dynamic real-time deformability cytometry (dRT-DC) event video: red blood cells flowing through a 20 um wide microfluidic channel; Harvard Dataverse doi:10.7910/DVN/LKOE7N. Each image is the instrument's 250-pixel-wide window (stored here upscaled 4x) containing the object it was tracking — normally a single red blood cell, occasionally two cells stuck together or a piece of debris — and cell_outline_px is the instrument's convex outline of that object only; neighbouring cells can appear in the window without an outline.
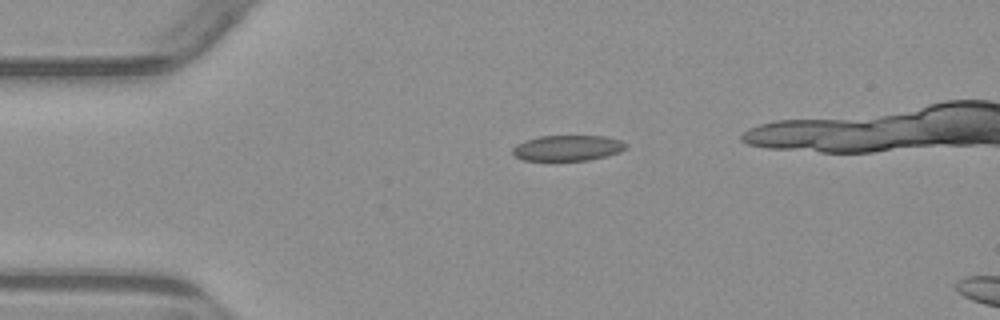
{"species": "common noctule bat (a hibernating species)", "species_latin": "Nyctalus noctula", "temperature_condition": "warm", "stored_images_in_passage": 3, "camera_frame_rate_fps": 3000, "um_per_image_px": 0.085, "animal": {"sex": "male", "body_mass_g": 23.1, "forearm_length_mm": 52.7}, "frame": {"image": 1, "passage_image": 1, "time_ms": 0.0, "image_size_px": [1000, 320], "cell_outline_px": [[628, 148], [620, 152], [588, 160], [524, 160], [516, 156], [512, 152], [512, 148], [516, 144], [524, 140], [540, 136], [604, 136], [620, 140], [628, 144]], "centroid_in_image_um": [48.26, 12.57], "position_along_channel_um": 36.7, "area_um2": 16.88}}